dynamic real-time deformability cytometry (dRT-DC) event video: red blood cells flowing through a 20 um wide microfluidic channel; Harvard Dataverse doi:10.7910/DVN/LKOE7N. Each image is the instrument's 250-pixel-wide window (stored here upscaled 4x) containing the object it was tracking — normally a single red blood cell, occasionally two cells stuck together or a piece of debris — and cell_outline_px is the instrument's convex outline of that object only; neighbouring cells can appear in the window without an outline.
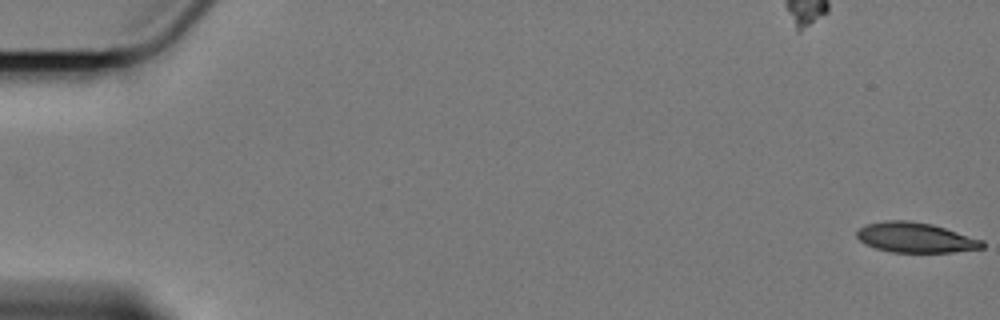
{"species": "Egyptian fruit bat (a non-hibernating species)", "species_latin": "Rousettus aegyptiacus", "temperature_condition": "cold", "stored_images_in_passage": 21, "camera_frame_rate_fps": 3000, "um_per_image_px": 0.085, "animal": {"sex": "female"}, "frame": {"image": 1, "passage_image": 1, "time_ms": 0.0, "image_size_px": [1000, 320], "cell_outline_px": [[984, 248], [952, 252], [892, 252], [876, 248], [864, 244], [856, 236], [856, 232], [864, 224], [888, 220], [908, 220], [932, 224], [984, 240]], "centroid_in_image_um": [77.81, 20.19], "position_along_channel_um": 7.2, "area_um2": 22.02}}